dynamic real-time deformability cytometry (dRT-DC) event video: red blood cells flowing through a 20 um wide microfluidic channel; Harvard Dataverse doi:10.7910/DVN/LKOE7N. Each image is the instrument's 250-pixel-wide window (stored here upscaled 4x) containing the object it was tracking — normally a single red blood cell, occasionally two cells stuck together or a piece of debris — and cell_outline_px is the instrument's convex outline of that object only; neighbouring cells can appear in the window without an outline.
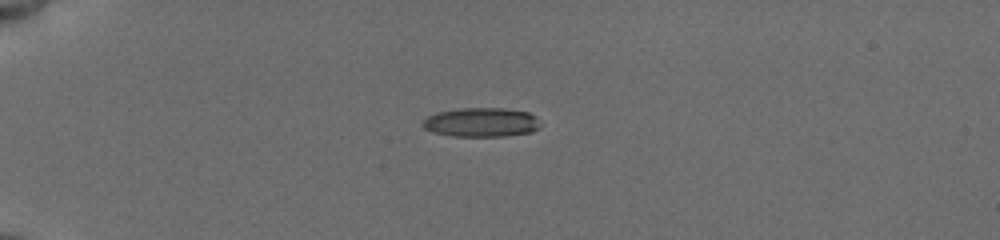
{"species": "common noctule bat (a hibernating species)", "species_latin": "Nyctalus noctula", "temperature_condition": "cold", "stored_images_in_passage": 41, "camera_frame_rate_fps": 3000, "um_per_image_px": 0.085, "animal": {"sex": "female", "body_mass_g": 19.5, "forearm_length_mm": 54.1}, "frame": {"image": 1, "passage_image": 1, "time_ms": 0.0, "image_size_px": [1000, 240], "cell_outline_px": [[544, 124], [540, 128], [532, 132], [504, 136], [452, 136], [432, 132], [424, 128], [420, 124], [428, 116], [436, 112], [460, 108], [504, 108], [528, 112], [536, 116]], "centroid_in_image_um": [40.95, 10.39], "position_along_channel_um": 44.0, "area_um2": 20.35}}
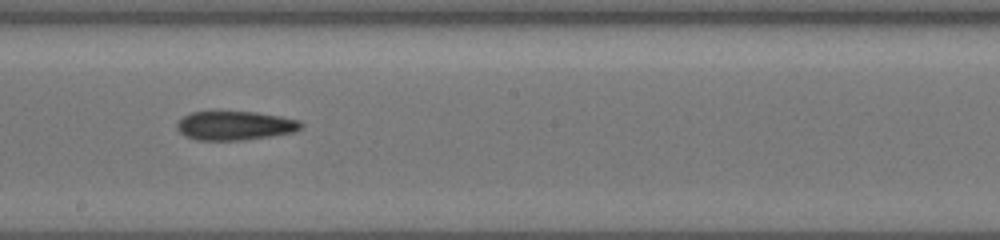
{"frame": {"image": 2, "passage_image": 17, "time_ms": 6.0, "image_size_px": [1000, 240], "cell_outline_px": [[304, 124], [300, 128], [292, 132], [268, 136], [240, 140], [196, 140], [184, 136], [176, 128], [176, 124], [184, 116], [192, 112], [256, 112], [280, 116], [300, 120]], "centroid_in_image_um": [19.95, 10.67], "position_along_channel_um": 228.3, "area_um2": 20.75}}
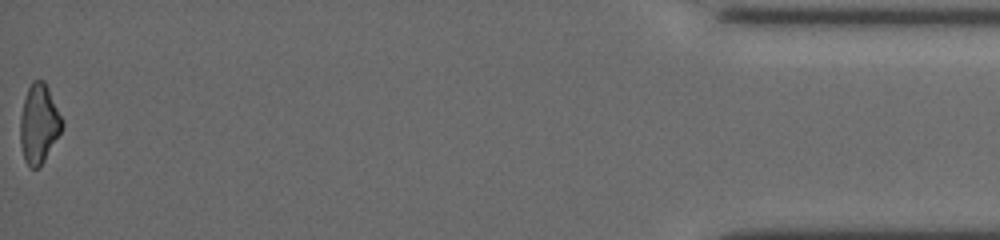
{"frame": {"image": 3, "passage_image": 40, "time_ms": 13.333, "image_size_px": [1000, 240], "cell_outline_px": [[64, 124], [60, 132], [44, 160], [36, 168], [32, 168], [24, 160], [20, 144], [20, 116], [24, 100], [28, 88], [32, 80], [44, 80], [64, 120]], "centroid_in_image_um": [3.3, 10.49], "position_along_channel_um": 431.9, "area_um2": 19.13}, "authors_computed_cell_mechanics": {"area_um2": 20.4034, "velocity_mm_per_s": 3.8581, "shape_relaxation_time_tau1_ms": null, "shape_relaxation_time_tau2_ms": 5.2405, "deformation_change_tau1": null, "deformation_change_tau2": 0.1535}}